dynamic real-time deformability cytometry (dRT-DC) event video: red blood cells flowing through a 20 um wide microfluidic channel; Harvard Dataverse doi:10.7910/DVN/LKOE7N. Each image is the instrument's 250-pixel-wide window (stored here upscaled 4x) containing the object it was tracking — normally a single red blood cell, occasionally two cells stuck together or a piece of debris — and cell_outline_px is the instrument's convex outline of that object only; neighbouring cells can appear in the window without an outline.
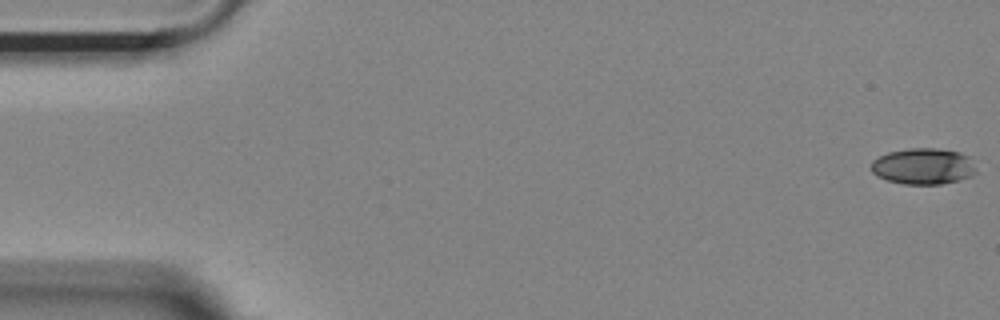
{"species": "Egyptian fruit bat (a non-hibernating species)", "species_latin": "Rousettus aegyptiacus", "temperature_condition": "room temperature", "stored_images_in_passage": 11, "camera_frame_rate_fps": 3000, "um_per_image_px": 0.085, "animal": {"sex": "female"}, "frame": {"image": 1, "passage_image": 1, "time_ms": 0.0, "image_size_px": [1000, 320], "cell_outline_px": [[976, 172], [972, 176], [940, 184], [904, 184], [888, 180], [876, 176], [872, 172], [872, 160], [888, 152], [908, 148], [936, 148], [960, 152], [968, 156]], "centroid_in_image_um": [78.45, 14.12], "position_along_channel_um": 6.6, "area_um2": 21.96}}